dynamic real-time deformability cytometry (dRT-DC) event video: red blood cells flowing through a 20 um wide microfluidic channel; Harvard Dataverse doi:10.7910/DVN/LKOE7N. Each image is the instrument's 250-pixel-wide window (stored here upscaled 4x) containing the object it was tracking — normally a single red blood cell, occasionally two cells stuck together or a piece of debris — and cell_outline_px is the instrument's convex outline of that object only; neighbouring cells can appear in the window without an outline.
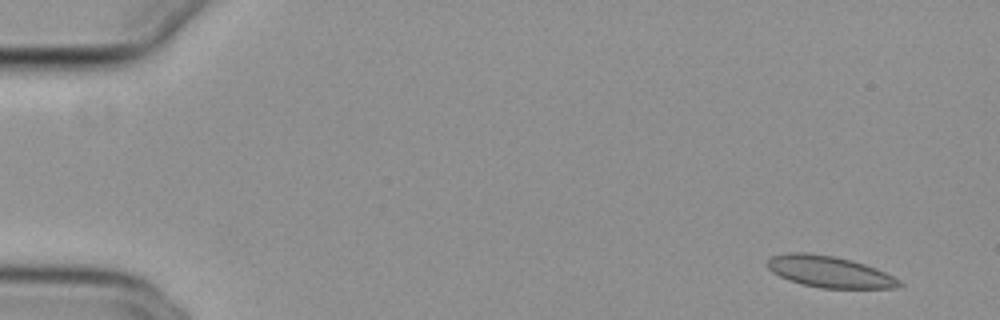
{"species": "common noctule bat (a hibernating species)", "species_latin": "Nyctalus noctula", "temperature_condition": "cold", "stored_images_in_passage": 13, "camera_frame_rate_fps": 3000, "um_per_image_px": 0.085, "animal": {"sex": "female", "body_mass_g": 29.2, "forearm_length_mm": 56.3}, "frame": {"image": 1, "passage_image": 4, "time_ms": 1.0, "image_size_px": [1000, 320], "cell_outline_px": [[904, 284], [896, 288], [820, 288], [800, 284], [788, 280], [772, 272], [764, 264], [772, 256], [788, 252], [808, 252], [832, 256], [852, 260], [876, 268], [900, 280]], "centroid_in_image_um": [70.47, 23.1], "position_along_channel_um": 14.5, "area_um2": 24.28}}